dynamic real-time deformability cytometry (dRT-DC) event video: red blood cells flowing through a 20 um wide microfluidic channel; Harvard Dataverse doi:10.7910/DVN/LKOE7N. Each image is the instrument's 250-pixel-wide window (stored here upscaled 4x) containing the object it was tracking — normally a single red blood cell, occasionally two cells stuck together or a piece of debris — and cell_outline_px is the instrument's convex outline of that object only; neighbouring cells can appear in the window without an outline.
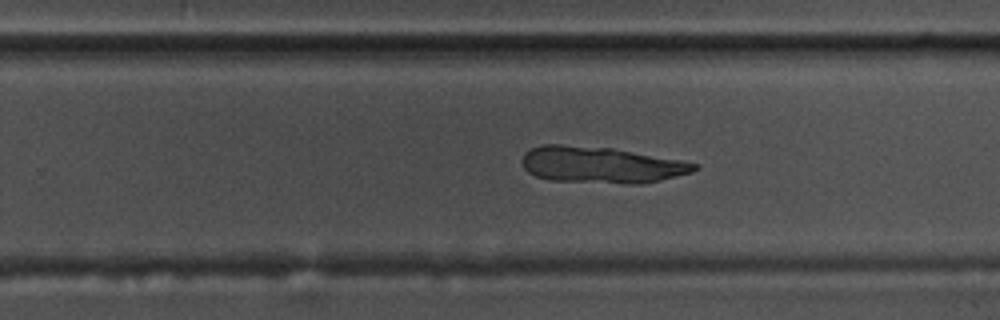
{"species": "common noctule bat (a hibernating species)", "species_latin": "Nyctalus noctula", "temperature_condition": "warm", "stored_images_in_passage": 44, "camera_frame_rate_fps": 3000, "um_per_image_px": 0.085, "animal": {"sex": "male", "body_mass_g": 17.5, "forearm_length_mm": 52.3}, "frame": {"image": 1, "passage_image": 27, "time_ms": 8.667, "image_size_px": [1000, 320], "cell_outline_px": [[700, 168], [692, 172], [644, 184], [628, 184], [548, 180], [536, 176], [528, 172], [524, 168], [520, 160], [524, 152], [540, 144], [560, 144], [612, 148], [684, 160], [700, 164]], "centroid_in_image_um": [51.1, 14.01], "position_along_channel_um": 278.7, "area_um2": 37.05}}
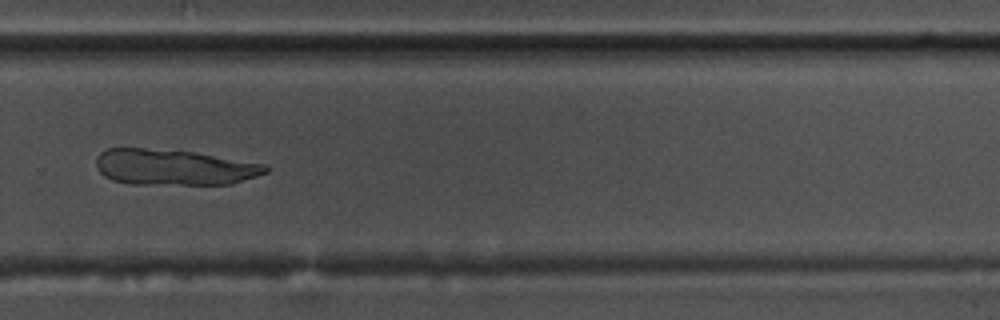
{"frame": {"image": 2, "passage_image": 30, "time_ms": 9.667, "image_size_px": [1000, 320], "cell_outline_px": [[268, 172], [232, 184], [132, 184], [112, 180], [104, 176], [96, 168], [96, 156], [100, 152], [108, 148], [144, 148], [192, 152], [268, 164]], "centroid_in_image_um": [14.77, 14.22], "position_along_channel_um": 315.0, "area_um2": 35.37}}